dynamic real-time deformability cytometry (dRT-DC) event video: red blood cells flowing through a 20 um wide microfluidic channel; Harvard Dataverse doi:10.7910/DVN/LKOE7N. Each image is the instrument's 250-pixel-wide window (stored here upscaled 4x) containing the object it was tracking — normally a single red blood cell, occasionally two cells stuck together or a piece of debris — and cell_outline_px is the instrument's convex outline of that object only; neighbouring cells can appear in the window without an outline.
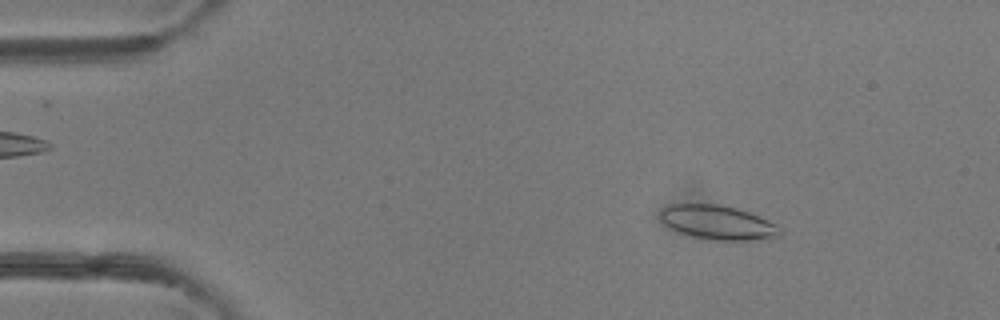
{"species": "common noctule bat (a hibernating species)", "species_latin": "Nyctalus noctula", "temperature_condition": "room temperature", "stored_images_in_passage": 46, "camera_frame_rate_fps": 3000, "um_per_image_px": 0.085, "animal": {"sex": "female"}, "frame": {"image": 1, "passage_image": 5, "time_ms": 1.333, "image_size_px": [1000, 320], "cell_outline_px": [[784, 232], [780, 236], [748, 240], [716, 240], [692, 236], [668, 228], [660, 220], [660, 208], [668, 204], [720, 204], [736, 208], [760, 216], [776, 224]], "centroid_in_image_um": [60.98, 18.89], "position_along_channel_um": 24.0, "area_um2": 23.99}}
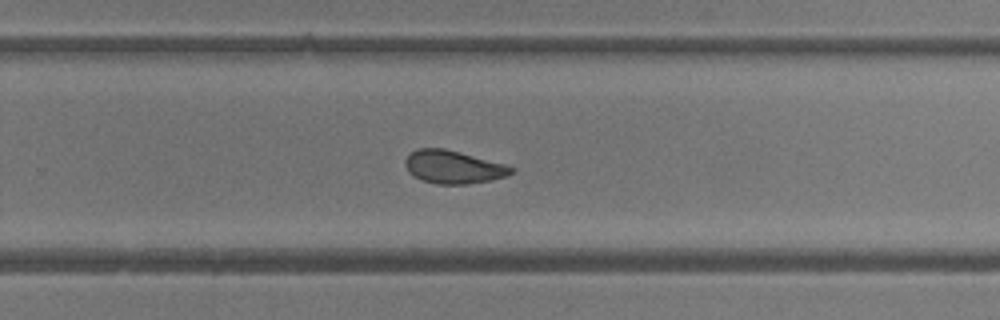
{"frame": {"image": 2, "passage_image": 29, "time_ms": 9.333, "image_size_px": [1000, 320], "cell_outline_px": [[516, 172], [508, 176], [492, 180], [468, 184], [436, 184], [420, 180], [408, 172], [404, 164], [404, 160], [416, 148], [444, 148], [460, 152], [504, 164], [516, 168]], "centroid_in_image_um": [38.54, 14.21], "position_along_channel_um": 291.3, "area_um2": 20.63}}
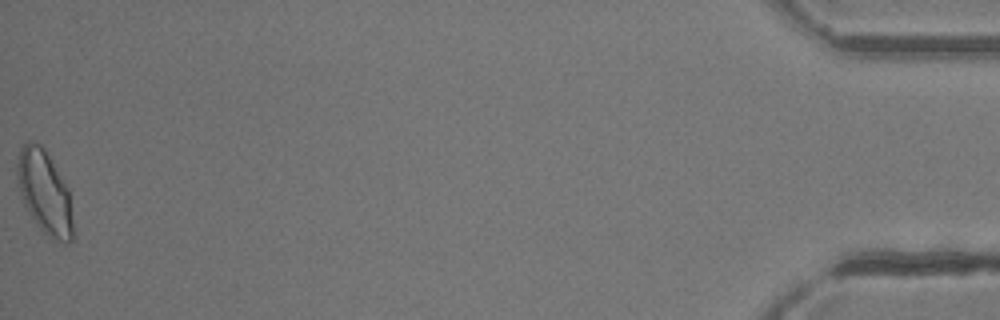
{"frame": {"image": 3, "passage_image": 46, "time_ms": 15.0, "image_size_px": [1000, 320], "cell_outline_px": [[72, 240], [68, 244], [64, 244], [52, 240], [36, 224], [24, 204], [20, 192], [16, 176], [16, 164], [20, 148], [28, 140], [32, 140], [40, 144], [44, 148], [68, 188], [72, 220]], "centroid_in_image_um": [3.77, 16.35], "position_along_channel_um": 431.4, "area_um2": 27.11}, "authors_computed_cell_mechanics": {"area_um2": 21.9062, "velocity_mm_per_s": 4.2944, "shape_relaxation_time_tau1_ms": 4.1479, "shape_relaxation_time_tau2_ms": 3.2292, "deformation_change_tau1": 0.112, "deformation_change_tau2": 0.0855}}